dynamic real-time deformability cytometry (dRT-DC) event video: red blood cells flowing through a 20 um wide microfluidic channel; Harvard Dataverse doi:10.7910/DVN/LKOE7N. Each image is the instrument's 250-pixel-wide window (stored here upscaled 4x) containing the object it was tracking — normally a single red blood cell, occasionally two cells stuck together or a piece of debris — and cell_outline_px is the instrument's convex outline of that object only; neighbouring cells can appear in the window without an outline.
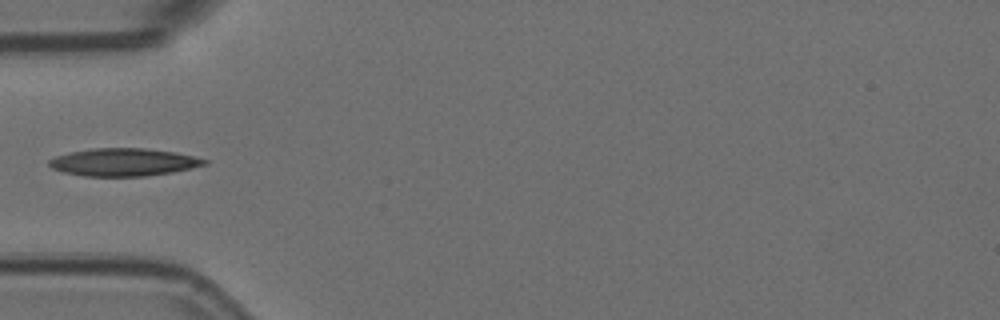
{"species": "Egyptian fruit bat (a non-hibernating species)", "species_latin": "Rousettus aegyptiacus", "temperature_condition": "room temperature", "stored_images_in_passage": 2, "camera_frame_rate_fps": 3000, "um_per_image_px": 0.085, "animal": {"sex": "female"}, "frame": {"image": 1, "passage_image": 1, "time_ms": 0.0, "image_size_px": [1000, 320], "cell_outline_px": [[208, 164], [192, 168], [172, 172], [144, 176], [84, 176], [64, 172], [52, 168], [48, 164], [48, 160], [56, 156], [68, 152], [92, 148], [144, 148], [176, 152], [208, 160]], "centroid_in_image_um": [10.5, 13.78], "position_along_channel_um": 74.5, "area_um2": 25.09}}
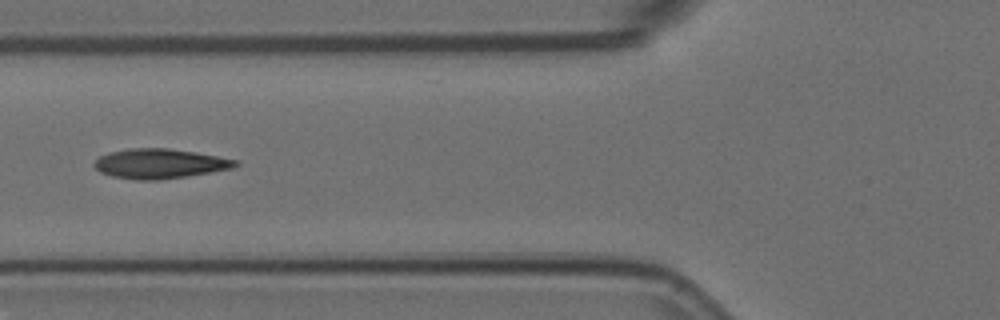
{"frame": {"image": 2, "passage_image": 2, "time_ms": 0.333, "image_size_px": [1000, 320], "cell_outline_px": [[240, 164], [232, 168], [184, 176], [156, 180], [136, 180], [112, 176], [100, 172], [92, 164], [100, 156], [108, 152], [128, 148], [168, 148], [196, 152], [240, 160]], "centroid_in_image_um": [13.57, 13.89], "position_along_channel_um": 112.2, "area_um2": 24.39}}